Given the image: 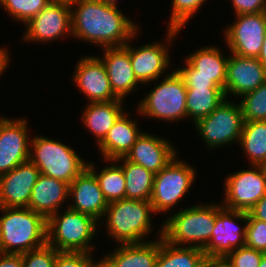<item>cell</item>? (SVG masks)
<instances>
[{
  "mask_svg": "<svg viewBox=\"0 0 266 267\" xmlns=\"http://www.w3.org/2000/svg\"><path fill=\"white\" fill-rule=\"evenodd\" d=\"M72 36L99 45L100 49L124 46L138 33V26L117 5L100 0H71ZM76 6V8H74Z\"/></svg>",
  "mask_w": 266,
  "mask_h": 267,
  "instance_id": "6da1fadb",
  "label": "cell"
},
{
  "mask_svg": "<svg viewBox=\"0 0 266 267\" xmlns=\"http://www.w3.org/2000/svg\"><path fill=\"white\" fill-rule=\"evenodd\" d=\"M0 252L23 254L47 243V219L28 207H0Z\"/></svg>",
  "mask_w": 266,
  "mask_h": 267,
  "instance_id": "7a4b0ae2",
  "label": "cell"
},
{
  "mask_svg": "<svg viewBox=\"0 0 266 267\" xmlns=\"http://www.w3.org/2000/svg\"><path fill=\"white\" fill-rule=\"evenodd\" d=\"M221 203H206L181 209L162 223V237L175 246L203 249L209 242ZM193 244V245H192Z\"/></svg>",
  "mask_w": 266,
  "mask_h": 267,
  "instance_id": "3957f363",
  "label": "cell"
},
{
  "mask_svg": "<svg viewBox=\"0 0 266 267\" xmlns=\"http://www.w3.org/2000/svg\"><path fill=\"white\" fill-rule=\"evenodd\" d=\"M153 213L150 201L125 198L108 203L104 213L108 236L118 244L146 242L144 238L154 228Z\"/></svg>",
  "mask_w": 266,
  "mask_h": 267,
  "instance_id": "277c9868",
  "label": "cell"
},
{
  "mask_svg": "<svg viewBox=\"0 0 266 267\" xmlns=\"http://www.w3.org/2000/svg\"><path fill=\"white\" fill-rule=\"evenodd\" d=\"M64 211L47 219V243L57 251L93 253L91 242L99 221L69 207Z\"/></svg>",
  "mask_w": 266,
  "mask_h": 267,
  "instance_id": "5b68a950",
  "label": "cell"
},
{
  "mask_svg": "<svg viewBox=\"0 0 266 267\" xmlns=\"http://www.w3.org/2000/svg\"><path fill=\"white\" fill-rule=\"evenodd\" d=\"M29 160L41 174L68 184L88 165L69 145L41 135L31 139Z\"/></svg>",
  "mask_w": 266,
  "mask_h": 267,
  "instance_id": "8992f818",
  "label": "cell"
},
{
  "mask_svg": "<svg viewBox=\"0 0 266 267\" xmlns=\"http://www.w3.org/2000/svg\"><path fill=\"white\" fill-rule=\"evenodd\" d=\"M154 82L155 88L140 100L138 114L167 122L183 120L187 117V88L176 70L167 73L162 81Z\"/></svg>",
  "mask_w": 266,
  "mask_h": 267,
  "instance_id": "52a82bcc",
  "label": "cell"
},
{
  "mask_svg": "<svg viewBox=\"0 0 266 267\" xmlns=\"http://www.w3.org/2000/svg\"><path fill=\"white\" fill-rule=\"evenodd\" d=\"M175 156L155 174L151 204L155 213H167L187 194L195 178V169Z\"/></svg>",
  "mask_w": 266,
  "mask_h": 267,
  "instance_id": "ba28073f",
  "label": "cell"
},
{
  "mask_svg": "<svg viewBox=\"0 0 266 267\" xmlns=\"http://www.w3.org/2000/svg\"><path fill=\"white\" fill-rule=\"evenodd\" d=\"M243 114L240 104L227 98L207 117L199 119L194 125L208 149L228 146L239 142L243 128Z\"/></svg>",
  "mask_w": 266,
  "mask_h": 267,
  "instance_id": "9c48e42d",
  "label": "cell"
},
{
  "mask_svg": "<svg viewBox=\"0 0 266 267\" xmlns=\"http://www.w3.org/2000/svg\"><path fill=\"white\" fill-rule=\"evenodd\" d=\"M251 167L239 170L224 179L225 200L221 203L223 207L248 212L266 194V176L261 166Z\"/></svg>",
  "mask_w": 266,
  "mask_h": 267,
  "instance_id": "30bf717a",
  "label": "cell"
},
{
  "mask_svg": "<svg viewBox=\"0 0 266 267\" xmlns=\"http://www.w3.org/2000/svg\"><path fill=\"white\" fill-rule=\"evenodd\" d=\"M22 41L53 42L66 34L72 35L71 6L69 1H51L24 25ZM65 34V35H64ZM70 34V35H69Z\"/></svg>",
  "mask_w": 266,
  "mask_h": 267,
  "instance_id": "8fae6325",
  "label": "cell"
},
{
  "mask_svg": "<svg viewBox=\"0 0 266 267\" xmlns=\"http://www.w3.org/2000/svg\"><path fill=\"white\" fill-rule=\"evenodd\" d=\"M236 220L244 221L240 227ZM247 212L223 207L216 221L208 244L202 249L208 259H224L234 249L245 246Z\"/></svg>",
  "mask_w": 266,
  "mask_h": 267,
  "instance_id": "7c38bea8",
  "label": "cell"
},
{
  "mask_svg": "<svg viewBox=\"0 0 266 267\" xmlns=\"http://www.w3.org/2000/svg\"><path fill=\"white\" fill-rule=\"evenodd\" d=\"M227 26L223 36L230 53L258 58L266 35V12L236 15Z\"/></svg>",
  "mask_w": 266,
  "mask_h": 267,
  "instance_id": "4fadbf2b",
  "label": "cell"
},
{
  "mask_svg": "<svg viewBox=\"0 0 266 267\" xmlns=\"http://www.w3.org/2000/svg\"><path fill=\"white\" fill-rule=\"evenodd\" d=\"M166 34L167 44L158 42L141 45L134 47L129 44V55L134 75L140 87L143 84H149L150 81H157L164 72L168 71L170 65V54L168 44L171 46V42L179 33L178 29L168 28ZM131 45V46H130Z\"/></svg>",
  "mask_w": 266,
  "mask_h": 267,
  "instance_id": "5bb4252c",
  "label": "cell"
},
{
  "mask_svg": "<svg viewBox=\"0 0 266 267\" xmlns=\"http://www.w3.org/2000/svg\"><path fill=\"white\" fill-rule=\"evenodd\" d=\"M25 119L0 117V175L29 160L31 140Z\"/></svg>",
  "mask_w": 266,
  "mask_h": 267,
  "instance_id": "9a60e30c",
  "label": "cell"
},
{
  "mask_svg": "<svg viewBox=\"0 0 266 267\" xmlns=\"http://www.w3.org/2000/svg\"><path fill=\"white\" fill-rule=\"evenodd\" d=\"M78 60L72 81L87 96L88 102H109L119 99L111 89L102 60L96 56H82Z\"/></svg>",
  "mask_w": 266,
  "mask_h": 267,
  "instance_id": "2e32d148",
  "label": "cell"
},
{
  "mask_svg": "<svg viewBox=\"0 0 266 267\" xmlns=\"http://www.w3.org/2000/svg\"><path fill=\"white\" fill-rule=\"evenodd\" d=\"M230 54L224 90L226 98L229 93L240 98L266 82V68L258 58Z\"/></svg>",
  "mask_w": 266,
  "mask_h": 267,
  "instance_id": "e0dca14e",
  "label": "cell"
},
{
  "mask_svg": "<svg viewBox=\"0 0 266 267\" xmlns=\"http://www.w3.org/2000/svg\"><path fill=\"white\" fill-rule=\"evenodd\" d=\"M40 174L38 168L27 160L0 175V207H28Z\"/></svg>",
  "mask_w": 266,
  "mask_h": 267,
  "instance_id": "ac0fdd59",
  "label": "cell"
},
{
  "mask_svg": "<svg viewBox=\"0 0 266 267\" xmlns=\"http://www.w3.org/2000/svg\"><path fill=\"white\" fill-rule=\"evenodd\" d=\"M177 154V149L167 139L145 133L136 139L125 158L141 165L154 174L162 170Z\"/></svg>",
  "mask_w": 266,
  "mask_h": 267,
  "instance_id": "d6986e66",
  "label": "cell"
},
{
  "mask_svg": "<svg viewBox=\"0 0 266 267\" xmlns=\"http://www.w3.org/2000/svg\"><path fill=\"white\" fill-rule=\"evenodd\" d=\"M129 43L130 41L124 46L102 48L103 57H99L105 66L112 91L122 100L133 90H138L140 84L132 69Z\"/></svg>",
  "mask_w": 266,
  "mask_h": 267,
  "instance_id": "ffe728a7",
  "label": "cell"
},
{
  "mask_svg": "<svg viewBox=\"0 0 266 267\" xmlns=\"http://www.w3.org/2000/svg\"><path fill=\"white\" fill-rule=\"evenodd\" d=\"M72 205L68 207L77 212L88 214L100 222L104 217L108 202L105 200L95 175L86 168L69 184V197Z\"/></svg>",
  "mask_w": 266,
  "mask_h": 267,
  "instance_id": "44dd1931",
  "label": "cell"
},
{
  "mask_svg": "<svg viewBox=\"0 0 266 267\" xmlns=\"http://www.w3.org/2000/svg\"><path fill=\"white\" fill-rule=\"evenodd\" d=\"M217 46H205L186 57L184 67L176 69L180 76H204L225 90L227 62L229 57L223 55Z\"/></svg>",
  "mask_w": 266,
  "mask_h": 267,
  "instance_id": "7402d4cb",
  "label": "cell"
},
{
  "mask_svg": "<svg viewBox=\"0 0 266 267\" xmlns=\"http://www.w3.org/2000/svg\"><path fill=\"white\" fill-rule=\"evenodd\" d=\"M159 232L157 240L118 244L116 249L101 259V267H156L162 227Z\"/></svg>",
  "mask_w": 266,
  "mask_h": 267,
  "instance_id": "603a6c76",
  "label": "cell"
},
{
  "mask_svg": "<svg viewBox=\"0 0 266 267\" xmlns=\"http://www.w3.org/2000/svg\"><path fill=\"white\" fill-rule=\"evenodd\" d=\"M70 198L68 183L40 174L32 189L28 208L48 219Z\"/></svg>",
  "mask_w": 266,
  "mask_h": 267,
  "instance_id": "cb8c5ba5",
  "label": "cell"
},
{
  "mask_svg": "<svg viewBox=\"0 0 266 267\" xmlns=\"http://www.w3.org/2000/svg\"><path fill=\"white\" fill-rule=\"evenodd\" d=\"M134 119L128 117V113H122L108 131L105 138L98 144L104 160H112L125 157L131 150L136 139L142 134Z\"/></svg>",
  "mask_w": 266,
  "mask_h": 267,
  "instance_id": "d4e9b609",
  "label": "cell"
},
{
  "mask_svg": "<svg viewBox=\"0 0 266 267\" xmlns=\"http://www.w3.org/2000/svg\"><path fill=\"white\" fill-rule=\"evenodd\" d=\"M123 100L109 102L88 103L82 112V122L89 129L88 131L97 139L98 145L112 128L119 116L125 112Z\"/></svg>",
  "mask_w": 266,
  "mask_h": 267,
  "instance_id": "484cf974",
  "label": "cell"
},
{
  "mask_svg": "<svg viewBox=\"0 0 266 267\" xmlns=\"http://www.w3.org/2000/svg\"><path fill=\"white\" fill-rule=\"evenodd\" d=\"M121 162L126 182V199L150 201L155 174L141 165L128 161L125 157L115 159Z\"/></svg>",
  "mask_w": 266,
  "mask_h": 267,
  "instance_id": "4316f807",
  "label": "cell"
},
{
  "mask_svg": "<svg viewBox=\"0 0 266 267\" xmlns=\"http://www.w3.org/2000/svg\"><path fill=\"white\" fill-rule=\"evenodd\" d=\"M206 256L198 247L175 246L160 237L156 267H198Z\"/></svg>",
  "mask_w": 266,
  "mask_h": 267,
  "instance_id": "83f0119b",
  "label": "cell"
},
{
  "mask_svg": "<svg viewBox=\"0 0 266 267\" xmlns=\"http://www.w3.org/2000/svg\"><path fill=\"white\" fill-rule=\"evenodd\" d=\"M225 99L221 88H187V118H192L195 124L211 114Z\"/></svg>",
  "mask_w": 266,
  "mask_h": 267,
  "instance_id": "f1b7e54d",
  "label": "cell"
},
{
  "mask_svg": "<svg viewBox=\"0 0 266 267\" xmlns=\"http://www.w3.org/2000/svg\"><path fill=\"white\" fill-rule=\"evenodd\" d=\"M105 161L110 163L108 166L102 168L99 173L96 171L93 162H88L87 168L95 175L103 196L108 203L125 199L126 182L122 166L116 165L117 162L115 159Z\"/></svg>",
  "mask_w": 266,
  "mask_h": 267,
  "instance_id": "f546056e",
  "label": "cell"
},
{
  "mask_svg": "<svg viewBox=\"0 0 266 267\" xmlns=\"http://www.w3.org/2000/svg\"><path fill=\"white\" fill-rule=\"evenodd\" d=\"M251 165L266 160V121H244L239 143Z\"/></svg>",
  "mask_w": 266,
  "mask_h": 267,
  "instance_id": "4dcf8cb0",
  "label": "cell"
},
{
  "mask_svg": "<svg viewBox=\"0 0 266 267\" xmlns=\"http://www.w3.org/2000/svg\"><path fill=\"white\" fill-rule=\"evenodd\" d=\"M240 98L244 121H266V82Z\"/></svg>",
  "mask_w": 266,
  "mask_h": 267,
  "instance_id": "1f68e13d",
  "label": "cell"
},
{
  "mask_svg": "<svg viewBox=\"0 0 266 267\" xmlns=\"http://www.w3.org/2000/svg\"><path fill=\"white\" fill-rule=\"evenodd\" d=\"M52 0H0V5L12 19L26 23L36 16Z\"/></svg>",
  "mask_w": 266,
  "mask_h": 267,
  "instance_id": "d6a6232c",
  "label": "cell"
},
{
  "mask_svg": "<svg viewBox=\"0 0 266 267\" xmlns=\"http://www.w3.org/2000/svg\"><path fill=\"white\" fill-rule=\"evenodd\" d=\"M206 0H172L168 28L182 30Z\"/></svg>",
  "mask_w": 266,
  "mask_h": 267,
  "instance_id": "836d02e7",
  "label": "cell"
},
{
  "mask_svg": "<svg viewBox=\"0 0 266 267\" xmlns=\"http://www.w3.org/2000/svg\"><path fill=\"white\" fill-rule=\"evenodd\" d=\"M58 252L46 243L37 249L22 254L23 267H55Z\"/></svg>",
  "mask_w": 266,
  "mask_h": 267,
  "instance_id": "e575fe53",
  "label": "cell"
},
{
  "mask_svg": "<svg viewBox=\"0 0 266 267\" xmlns=\"http://www.w3.org/2000/svg\"><path fill=\"white\" fill-rule=\"evenodd\" d=\"M264 252L243 246L234 249L223 260L230 267H259Z\"/></svg>",
  "mask_w": 266,
  "mask_h": 267,
  "instance_id": "d590c367",
  "label": "cell"
},
{
  "mask_svg": "<svg viewBox=\"0 0 266 267\" xmlns=\"http://www.w3.org/2000/svg\"><path fill=\"white\" fill-rule=\"evenodd\" d=\"M247 218L245 246L266 253V222Z\"/></svg>",
  "mask_w": 266,
  "mask_h": 267,
  "instance_id": "8d00e7d4",
  "label": "cell"
},
{
  "mask_svg": "<svg viewBox=\"0 0 266 267\" xmlns=\"http://www.w3.org/2000/svg\"><path fill=\"white\" fill-rule=\"evenodd\" d=\"M91 254L87 252L59 251L55 267H101V260L96 262Z\"/></svg>",
  "mask_w": 266,
  "mask_h": 267,
  "instance_id": "74e56055",
  "label": "cell"
},
{
  "mask_svg": "<svg viewBox=\"0 0 266 267\" xmlns=\"http://www.w3.org/2000/svg\"><path fill=\"white\" fill-rule=\"evenodd\" d=\"M235 15L255 14L266 11V0H231Z\"/></svg>",
  "mask_w": 266,
  "mask_h": 267,
  "instance_id": "f35d334b",
  "label": "cell"
},
{
  "mask_svg": "<svg viewBox=\"0 0 266 267\" xmlns=\"http://www.w3.org/2000/svg\"><path fill=\"white\" fill-rule=\"evenodd\" d=\"M186 88H220L210 77L181 76Z\"/></svg>",
  "mask_w": 266,
  "mask_h": 267,
  "instance_id": "ab89813d",
  "label": "cell"
},
{
  "mask_svg": "<svg viewBox=\"0 0 266 267\" xmlns=\"http://www.w3.org/2000/svg\"><path fill=\"white\" fill-rule=\"evenodd\" d=\"M0 267H23L22 254L0 252Z\"/></svg>",
  "mask_w": 266,
  "mask_h": 267,
  "instance_id": "60d3db41",
  "label": "cell"
},
{
  "mask_svg": "<svg viewBox=\"0 0 266 267\" xmlns=\"http://www.w3.org/2000/svg\"><path fill=\"white\" fill-rule=\"evenodd\" d=\"M247 213L253 219L266 222V194Z\"/></svg>",
  "mask_w": 266,
  "mask_h": 267,
  "instance_id": "b9f144b4",
  "label": "cell"
},
{
  "mask_svg": "<svg viewBox=\"0 0 266 267\" xmlns=\"http://www.w3.org/2000/svg\"><path fill=\"white\" fill-rule=\"evenodd\" d=\"M10 60L11 59L9 57L8 50L0 48V76H2L6 68H8Z\"/></svg>",
  "mask_w": 266,
  "mask_h": 267,
  "instance_id": "7bdbcfd3",
  "label": "cell"
},
{
  "mask_svg": "<svg viewBox=\"0 0 266 267\" xmlns=\"http://www.w3.org/2000/svg\"><path fill=\"white\" fill-rule=\"evenodd\" d=\"M258 59L266 68V35H265V38L263 40V46L261 48V52L258 56Z\"/></svg>",
  "mask_w": 266,
  "mask_h": 267,
  "instance_id": "ee69618b",
  "label": "cell"
},
{
  "mask_svg": "<svg viewBox=\"0 0 266 267\" xmlns=\"http://www.w3.org/2000/svg\"><path fill=\"white\" fill-rule=\"evenodd\" d=\"M198 267H215V259L206 258Z\"/></svg>",
  "mask_w": 266,
  "mask_h": 267,
  "instance_id": "f6af8a7d",
  "label": "cell"
},
{
  "mask_svg": "<svg viewBox=\"0 0 266 267\" xmlns=\"http://www.w3.org/2000/svg\"><path fill=\"white\" fill-rule=\"evenodd\" d=\"M215 267H230L223 259H215Z\"/></svg>",
  "mask_w": 266,
  "mask_h": 267,
  "instance_id": "bcb514c9",
  "label": "cell"
},
{
  "mask_svg": "<svg viewBox=\"0 0 266 267\" xmlns=\"http://www.w3.org/2000/svg\"><path fill=\"white\" fill-rule=\"evenodd\" d=\"M259 267H266V253L263 254Z\"/></svg>",
  "mask_w": 266,
  "mask_h": 267,
  "instance_id": "7dc6e473",
  "label": "cell"
},
{
  "mask_svg": "<svg viewBox=\"0 0 266 267\" xmlns=\"http://www.w3.org/2000/svg\"><path fill=\"white\" fill-rule=\"evenodd\" d=\"M100 1L105 2V3H107V4H111V5H117V4H116V1H117V0H100Z\"/></svg>",
  "mask_w": 266,
  "mask_h": 267,
  "instance_id": "c3c4849f",
  "label": "cell"
},
{
  "mask_svg": "<svg viewBox=\"0 0 266 267\" xmlns=\"http://www.w3.org/2000/svg\"><path fill=\"white\" fill-rule=\"evenodd\" d=\"M260 166H261V169L264 172V175L266 176V160L262 164H260Z\"/></svg>",
  "mask_w": 266,
  "mask_h": 267,
  "instance_id": "681fc988",
  "label": "cell"
},
{
  "mask_svg": "<svg viewBox=\"0 0 266 267\" xmlns=\"http://www.w3.org/2000/svg\"><path fill=\"white\" fill-rule=\"evenodd\" d=\"M52 1H71V0H52Z\"/></svg>",
  "mask_w": 266,
  "mask_h": 267,
  "instance_id": "f907efd6",
  "label": "cell"
}]
</instances>
